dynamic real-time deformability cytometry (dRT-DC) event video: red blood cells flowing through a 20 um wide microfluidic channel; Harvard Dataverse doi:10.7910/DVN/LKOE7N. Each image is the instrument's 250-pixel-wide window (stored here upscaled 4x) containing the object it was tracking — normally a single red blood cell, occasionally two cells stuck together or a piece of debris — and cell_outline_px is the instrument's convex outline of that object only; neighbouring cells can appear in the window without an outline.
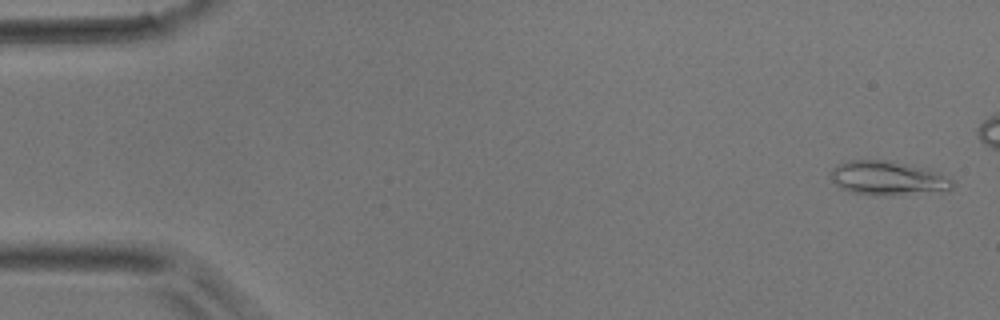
{"species": "common noctule bat (a hibernating species)", "species_latin": "Nyctalus noctula", "temperature_condition": "room temperature", "stored_images_in_passage": 41, "camera_frame_rate_fps": 3000, "um_per_image_px": 0.085, "animal": {"sex": "male", "body_mass_g": 17.9}, "frame": {"image": 1, "passage_image": 2, "time_ms": 0.333, "image_size_px": [1000, 320], "cell_outline_px": [[956, 184], [948, 192], [884, 196], [876, 196], [852, 192], [840, 188], [832, 180], [832, 168], [848, 160], [888, 160], [928, 168], [940, 172], [952, 180]], "centroid_in_image_um": [75.57, 15.17], "position_along_channel_um": 9.4, "area_um2": 24.8}}
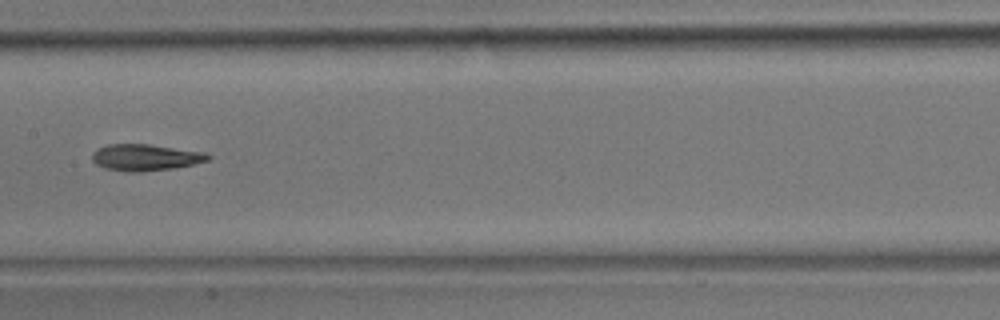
{"frame": {"image": 2, "passage_image": 25, "time_ms": 8.0, "image_size_px": [1000, 320], "cell_outline_px": [[212, 156], [208, 160], [192, 164], [172, 168], [140, 172], [128, 172], [104, 168], [96, 164], [92, 160], [92, 152], [96, 148], [108, 144], [148, 144], [204, 152]], "centroid_in_image_um": [12.3, 13.37], "position_along_channel_um": 195.1, "area_um2": 17.86}}
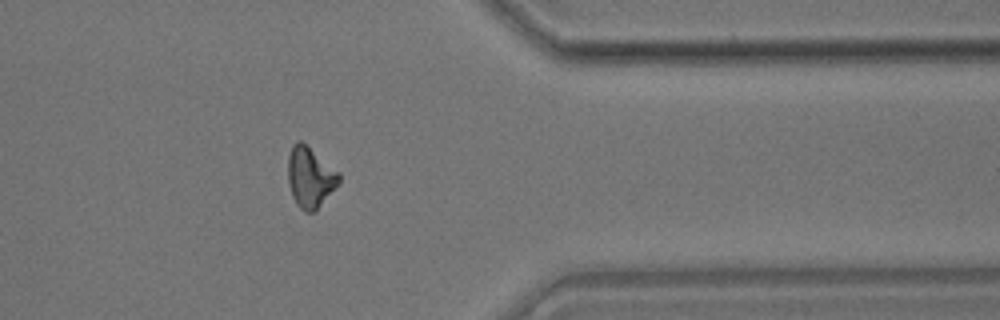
{"frame": {"image": 3, "passage_image": 40, "time_ms": 13.0, "image_size_px": [1000, 320], "cell_outline_px": [[340, 180], [316, 212], [304, 212], [296, 204], [292, 196], [288, 184], [288, 156], [292, 144], [296, 140], [300, 140], [340, 172]], "centroid_in_image_um": [26.34, 15.07], "position_along_channel_um": 385.1, "area_um2": 18.09}}